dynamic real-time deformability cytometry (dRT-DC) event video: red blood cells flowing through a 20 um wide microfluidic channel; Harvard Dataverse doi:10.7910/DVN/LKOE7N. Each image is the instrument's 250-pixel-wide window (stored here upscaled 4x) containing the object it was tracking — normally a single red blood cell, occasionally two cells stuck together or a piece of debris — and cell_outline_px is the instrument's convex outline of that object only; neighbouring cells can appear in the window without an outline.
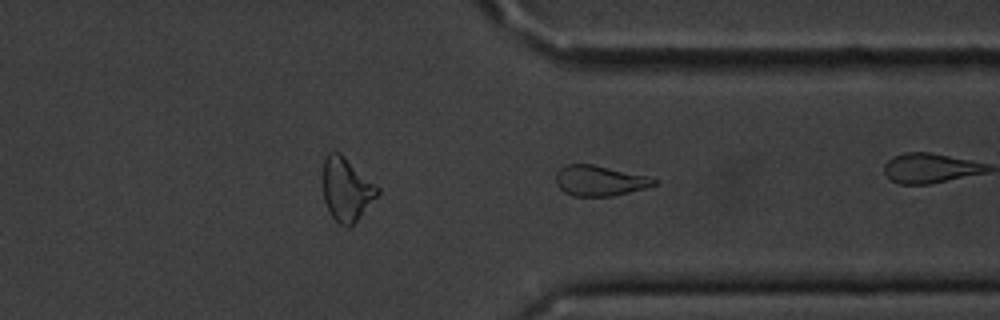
{"species": "common noctule bat (a hibernating species)", "species_latin": "Nyctalus noctula", "temperature_condition": "cold", "stored_images_in_passage": 36, "segment_of_instrument_passage": [1, 2], "camera_frame_rate_fps": 3000, "um_per_image_px": 0.085, "animal": {"sex": "male", "body_mass_g": 20.1, "forearm_length_mm": 53.5}, "frame": {"image": 1, "passage_image": 29, "time_ms": 9.333, "image_size_px": [1000, 320], "cell_outline_px": [[660, 184], [612, 196], [572, 196], [564, 192], [556, 184], [556, 172], [560, 168], [568, 164], [592, 164], [648, 176], [660, 180]], "centroid_in_image_um": [50.99, 15.36], "position_along_channel_um": 360.4, "area_um2": 17.46}}
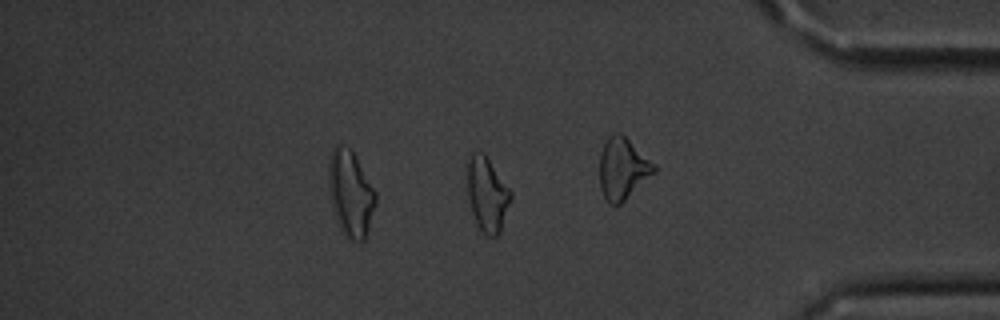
{"frame": {"image": 2, "passage_image": 34, "time_ms": 11.0, "image_size_px": [1000, 320], "cell_outline_px": [[512, 196], [500, 232], [496, 236], [488, 236], [476, 224], [472, 212], [468, 196], [468, 160], [472, 152], [484, 152], [512, 192]], "centroid_in_image_um": [41.42, 16.5], "position_along_channel_um": 393.8, "area_um2": 18.61}}